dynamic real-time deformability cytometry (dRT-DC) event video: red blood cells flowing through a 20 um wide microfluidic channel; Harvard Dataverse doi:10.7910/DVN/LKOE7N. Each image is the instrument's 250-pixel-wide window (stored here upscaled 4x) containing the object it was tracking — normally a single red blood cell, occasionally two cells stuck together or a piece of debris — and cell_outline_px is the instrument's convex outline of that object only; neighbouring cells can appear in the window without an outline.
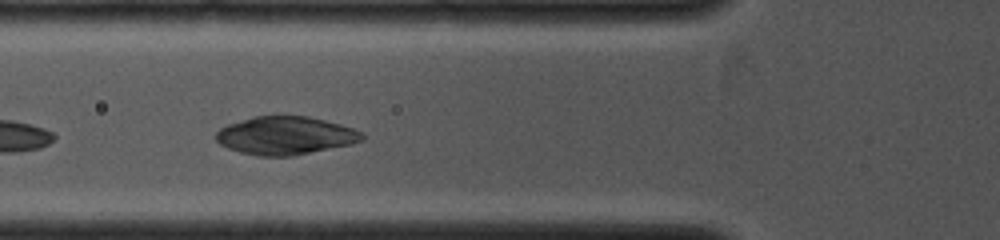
{"species": "common noctule bat (a hibernating species)", "species_latin": "Nyctalus noctula", "temperature_condition": "cold", "stored_images_in_passage": 14, "camera_frame_rate_fps": 4000, "um_per_image_px": 0.085, "animal": {"sex": "female", "body_mass_g": 19.0, "forearm_length_mm": 53.3}, "frame": {"image": 1, "passage_image": 3, "time_ms": 1.25, "image_size_px": [1000, 240], "cell_outline_px": [[364, 140], [352, 144], [292, 156], [260, 156], [240, 152], [228, 148], [220, 144], [216, 140], [216, 132], [220, 128], [228, 124], [252, 116], [308, 116], [340, 124], [364, 132]], "centroid_in_image_um": [24.27, 11.52], "position_along_channel_um": 101.5, "area_um2": 32.48}}
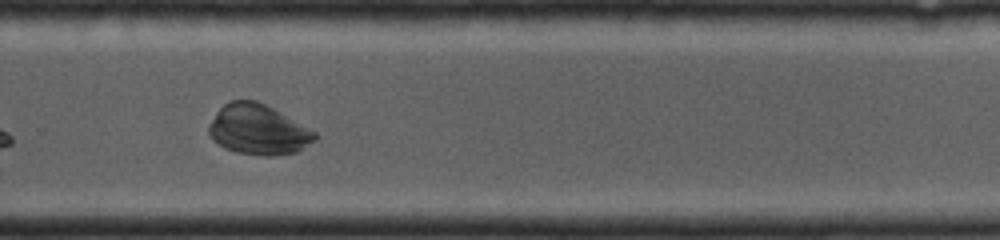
{"frame": {"image": 2, "passage_image": 10, "time_ms": 5.0, "image_size_px": [1000, 240], "cell_outline_px": [[316, 140], [296, 152], [272, 156], [264, 156], [236, 152], [224, 148], [212, 140], [208, 132], [208, 128], [216, 112], [228, 100], [256, 100], [272, 108], [316, 132]], "centroid_in_image_um": [21.92, 11.03], "position_along_channel_um": 307.9, "area_um2": 30.87}}